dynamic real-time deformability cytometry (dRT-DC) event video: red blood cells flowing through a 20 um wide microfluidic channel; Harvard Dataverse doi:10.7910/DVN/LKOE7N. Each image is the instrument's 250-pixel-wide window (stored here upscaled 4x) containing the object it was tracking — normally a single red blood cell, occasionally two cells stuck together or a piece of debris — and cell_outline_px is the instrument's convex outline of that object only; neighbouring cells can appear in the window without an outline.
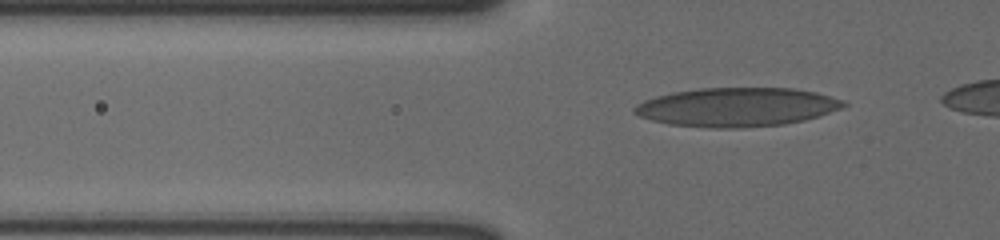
{"species": "human", "species_latin": "Homo sapiens", "temperature_condition": "cold", "stored_images_in_passage": 33, "camera_frame_rate_fps": 3000, "um_per_image_px": 0.085, "donor": {"sex": "male"}, "frame": {"image": 1, "passage_image": 5, "time_ms": 1.333, "image_size_px": [1000, 240], "cell_outline_px": [[848, 104], [840, 108], [820, 116], [804, 120], [784, 124], [740, 128], [716, 128], [668, 124], [652, 120], [640, 116], [632, 112], [632, 108], [636, 104], [644, 100], [656, 96], [672, 92], [700, 88], [792, 88], [816, 92], [844, 100]], "centroid_in_image_um": [62.62, 9.1], "position_along_channel_um": 63.2, "area_um2": 47.45}}
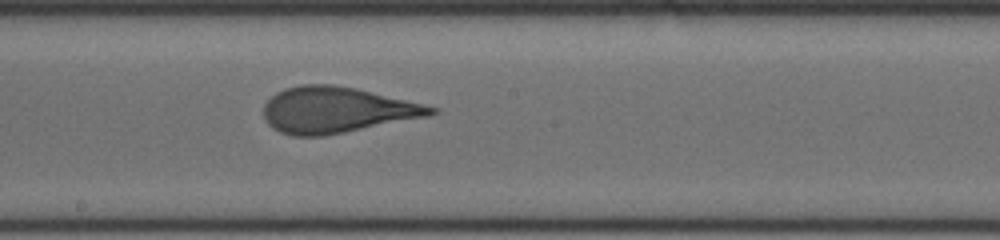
{"frame": {"image": 2, "passage_image": 16, "time_ms": 5.0, "image_size_px": [1000, 240], "cell_outline_px": [[440, 112], [428, 116], [324, 136], [292, 136], [280, 132], [272, 128], [264, 120], [264, 104], [276, 92], [284, 88], [300, 84], [332, 84], [356, 88], [424, 104], [440, 108]], "centroid_in_image_um": [28.59, 9.34], "position_along_channel_um": 219.6, "area_um2": 44.91}}
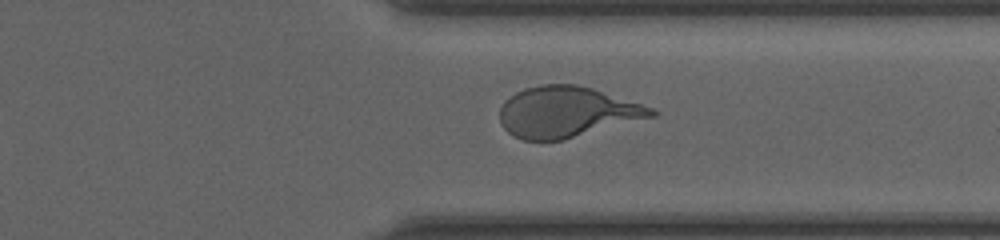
{"frame": {"image": 3, "passage_image": 27, "time_ms": 8.667, "image_size_px": [1000, 240], "cell_outline_px": [[656, 116], [564, 140], [524, 140], [508, 132], [500, 124], [500, 108], [504, 100], [516, 92], [524, 88], [540, 84], [576, 84], [592, 88], [652, 108], [656, 112]], "centroid_in_image_um": [48.14, 9.52], "position_along_channel_um": 363.3, "area_um2": 44.74}}